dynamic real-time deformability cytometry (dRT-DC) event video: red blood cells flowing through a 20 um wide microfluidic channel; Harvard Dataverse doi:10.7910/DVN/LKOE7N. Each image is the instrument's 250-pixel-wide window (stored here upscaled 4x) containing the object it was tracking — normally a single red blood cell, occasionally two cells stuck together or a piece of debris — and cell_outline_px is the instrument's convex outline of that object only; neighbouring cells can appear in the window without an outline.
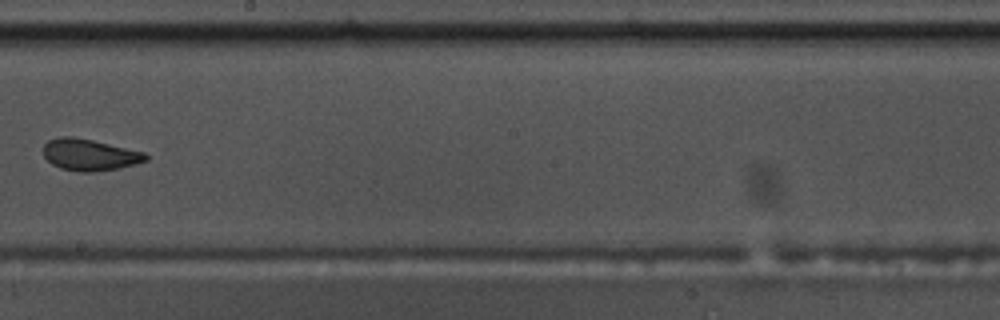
{"species": "common noctule bat (a hibernating species)", "species_latin": "Nyctalus noctula", "temperature_condition": "warm", "stored_images_in_passage": 14, "camera_frame_rate_fps": 3000, "um_per_image_px": 0.085, "animal": {"sex": "male", "body_mass_g": 17.5, "forearm_length_mm": 52.3}, "frame": {"image": 1, "passage_image": 8, "time_ms": 2.333, "image_size_px": [1000, 320], "cell_outline_px": [[148, 160], [136, 164], [120, 168], [96, 172], [80, 172], [60, 168], [52, 164], [44, 156], [44, 144], [48, 140], [60, 136], [72, 136], [92, 140], [144, 152], [148, 156]], "centroid_in_image_um": [7.61, 13.16], "position_along_channel_um": 240.6, "area_um2": 18.9}}